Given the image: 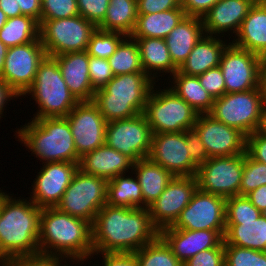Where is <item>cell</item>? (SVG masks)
I'll return each mask as SVG.
<instances>
[{
  "label": "cell",
  "mask_w": 266,
  "mask_h": 266,
  "mask_svg": "<svg viewBox=\"0 0 266 266\" xmlns=\"http://www.w3.org/2000/svg\"><path fill=\"white\" fill-rule=\"evenodd\" d=\"M79 15L98 27L106 16L109 0H77Z\"/></svg>",
  "instance_id": "cell-43"
},
{
  "label": "cell",
  "mask_w": 266,
  "mask_h": 266,
  "mask_svg": "<svg viewBox=\"0 0 266 266\" xmlns=\"http://www.w3.org/2000/svg\"><path fill=\"white\" fill-rule=\"evenodd\" d=\"M125 37L122 33L97 28L90 37L86 51L89 56L108 59L115 53L117 46Z\"/></svg>",
  "instance_id": "cell-38"
},
{
  "label": "cell",
  "mask_w": 266,
  "mask_h": 266,
  "mask_svg": "<svg viewBox=\"0 0 266 266\" xmlns=\"http://www.w3.org/2000/svg\"><path fill=\"white\" fill-rule=\"evenodd\" d=\"M54 58L66 85L76 99L79 102L92 101L96 90L90 81L87 51L65 53Z\"/></svg>",
  "instance_id": "cell-23"
},
{
  "label": "cell",
  "mask_w": 266,
  "mask_h": 266,
  "mask_svg": "<svg viewBox=\"0 0 266 266\" xmlns=\"http://www.w3.org/2000/svg\"><path fill=\"white\" fill-rule=\"evenodd\" d=\"M89 76L95 90L103 88L115 75L107 59L89 56Z\"/></svg>",
  "instance_id": "cell-44"
},
{
  "label": "cell",
  "mask_w": 266,
  "mask_h": 266,
  "mask_svg": "<svg viewBox=\"0 0 266 266\" xmlns=\"http://www.w3.org/2000/svg\"><path fill=\"white\" fill-rule=\"evenodd\" d=\"M133 171V172H132ZM134 173L142 189L143 208H148L163 192L174 176L148 158L133 163Z\"/></svg>",
  "instance_id": "cell-28"
},
{
  "label": "cell",
  "mask_w": 266,
  "mask_h": 266,
  "mask_svg": "<svg viewBox=\"0 0 266 266\" xmlns=\"http://www.w3.org/2000/svg\"><path fill=\"white\" fill-rule=\"evenodd\" d=\"M46 52L40 41L8 47L1 78L20 96L33 85L38 65Z\"/></svg>",
  "instance_id": "cell-15"
},
{
  "label": "cell",
  "mask_w": 266,
  "mask_h": 266,
  "mask_svg": "<svg viewBox=\"0 0 266 266\" xmlns=\"http://www.w3.org/2000/svg\"><path fill=\"white\" fill-rule=\"evenodd\" d=\"M245 152L251 159L266 164V136L258 130L247 136Z\"/></svg>",
  "instance_id": "cell-49"
},
{
  "label": "cell",
  "mask_w": 266,
  "mask_h": 266,
  "mask_svg": "<svg viewBox=\"0 0 266 266\" xmlns=\"http://www.w3.org/2000/svg\"><path fill=\"white\" fill-rule=\"evenodd\" d=\"M38 244L40 253L72 259L71 262L78 265L93 254L92 224L56 207H44L40 214Z\"/></svg>",
  "instance_id": "cell-3"
},
{
  "label": "cell",
  "mask_w": 266,
  "mask_h": 266,
  "mask_svg": "<svg viewBox=\"0 0 266 266\" xmlns=\"http://www.w3.org/2000/svg\"><path fill=\"white\" fill-rule=\"evenodd\" d=\"M158 236L148 208L105 204L92 224L93 253H134Z\"/></svg>",
  "instance_id": "cell-1"
},
{
  "label": "cell",
  "mask_w": 266,
  "mask_h": 266,
  "mask_svg": "<svg viewBox=\"0 0 266 266\" xmlns=\"http://www.w3.org/2000/svg\"><path fill=\"white\" fill-rule=\"evenodd\" d=\"M66 260L62 256L39 253L10 259L1 266H65Z\"/></svg>",
  "instance_id": "cell-45"
},
{
  "label": "cell",
  "mask_w": 266,
  "mask_h": 266,
  "mask_svg": "<svg viewBox=\"0 0 266 266\" xmlns=\"http://www.w3.org/2000/svg\"><path fill=\"white\" fill-rule=\"evenodd\" d=\"M225 212L226 198L197 189L172 227L184 230H217L225 236Z\"/></svg>",
  "instance_id": "cell-14"
},
{
  "label": "cell",
  "mask_w": 266,
  "mask_h": 266,
  "mask_svg": "<svg viewBox=\"0 0 266 266\" xmlns=\"http://www.w3.org/2000/svg\"><path fill=\"white\" fill-rule=\"evenodd\" d=\"M66 118L80 158L105 144L107 121L92 101L79 102Z\"/></svg>",
  "instance_id": "cell-16"
},
{
  "label": "cell",
  "mask_w": 266,
  "mask_h": 266,
  "mask_svg": "<svg viewBox=\"0 0 266 266\" xmlns=\"http://www.w3.org/2000/svg\"><path fill=\"white\" fill-rule=\"evenodd\" d=\"M32 120V121H31ZM16 130L18 140L44 163H80L66 117L31 119ZM18 134V135H17Z\"/></svg>",
  "instance_id": "cell-4"
},
{
  "label": "cell",
  "mask_w": 266,
  "mask_h": 266,
  "mask_svg": "<svg viewBox=\"0 0 266 266\" xmlns=\"http://www.w3.org/2000/svg\"><path fill=\"white\" fill-rule=\"evenodd\" d=\"M155 84L145 72L114 76L95 91L92 102L107 122L131 118L144 112Z\"/></svg>",
  "instance_id": "cell-5"
},
{
  "label": "cell",
  "mask_w": 266,
  "mask_h": 266,
  "mask_svg": "<svg viewBox=\"0 0 266 266\" xmlns=\"http://www.w3.org/2000/svg\"><path fill=\"white\" fill-rule=\"evenodd\" d=\"M224 41L227 40H222L218 36L204 35L178 71L188 76H198L219 66L222 53L228 43Z\"/></svg>",
  "instance_id": "cell-27"
},
{
  "label": "cell",
  "mask_w": 266,
  "mask_h": 266,
  "mask_svg": "<svg viewBox=\"0 0 266 266\" xmlns=\"http://www.w3.org/2000/svg\"><path fill=\"white\" fill-rule=\"evenodd\" d=\"M256 1L219 0L202 16L205 35L224 37V32L233 31L236 36Z\"/></svg>",
  "instance_id": "cell-22"
},
{
  "label": "cell",
  "mask_w": 266,
  "mask_h": 266,
  "mask_svg": "<svg viewBox=\"0 0 266 266\" xmlns=\"http://www.w3.org/2000/svg\"><path fill=\"white\" fill-rule=\"evenodd\" d=\"M20 97L1 77H0V118L3 117L5 106L11 99ZM2 115V116H1Z\"/></svg>",
  "instance_id": "cell-54"
},
{
  "label": "cell",
  "mask_w": 266,
  "mask_h": 266,
  "mask_svg": "<svg viewBox=\"0 0 266 266\" xmlns=\"http://www.w3.org/2000/svg\"><path fill=\"white\" fill-rule=\"evenodd\" d=\"M198 189L195 176L174 177L148 207L152 224L160 231L172 226Z\"/></svg>",
  "instance_id": "cell-18"
},
{
  "label": "cell",
  "mask_w": 266,
  "mask_h": 266,
  "mask_svg": "<svg viewBox=\"0 0 266 266\" xmlns=\"http://www.w3.org/2000/svg\"><path fill=\"white\" fill-rule=\"evenodd\" d=\"M39 24V39L46 55L50 57L86 51L90 37L97 29L92 22L80 15L63 19L41 20Z\"/></svg>",
  "instance_id": "cell-9"
},
{
  "label": "cell",
  "mask_w": 266,
  "mask_h": 266,
  "mask_svg": "<svg viewBox=\"0 0 266 266\" xmlns=\"http://www.w3.org/2000/svg\"><path fill=\"white\" fill-rule=\"evenodd\" d=\"M264 185H266V164L251 159L245 152L240 195H247Z\"/></svg>",
  "instance_id": "cell-40"
},
{
  "label": "cell",
  "mask_w": 266,
  "mask_h": 266,
  "mask_svg": "<svg viewBox=\"0 0 266 266\" xmlns=\"http://www.w3.org/2000/svg\"><path fill=\"white\" fill-rule=\"evenodd\" d=\"M232 43L260 57L266 55V4L262 0L251 7Z\"/></svg>",
  "instance_id": "cell-26"
},
{
  "label": "cell",
  "mask_w": 266,
  "mask_h": 266,
  "mask_svg": "<svg viewBox=\"0 0 266 266\" xmlns=\"http://www.w3.org/2000/svg\"><path fill=\"white\" fill-rule=\"evenodd\" d=\"M265 108L266 95L258 87L246 92L225 93L214 99L208 114L247 137L258 130Z\"/></svg>",
  "instance_id": "cell-7"
},
{
  "label": "cell",
  "mask_w": 266,
  "mask_h": 266,
  "mask_svg": "<svg viewBox=\"0 0 266 266\" xmlns=\"http://www.w3.org/2000/svg\"><path fill=\"white\" fill-rule=\"evenodd\" d=\"M39 22L26 15L8 18L0 29V41L7 47L19 46L39 39Z\"/></svg>",
  "instance_id": "cell-35"
},
{
  "label": "cell",
  "mask_w": 266,
  "mask_h": 266,
  "mask_svg": "<svg viewBox=\"0 0 266 266\" xmlns=\"http://www.w3.org/2000/svg\"><path fill=\"white\" fill-rule=\"evenodd\" d=\"M115 76L126 73L144 72L139 47L135 39L126 36L117 46L115 53L107 59Z\"/></svg>",
  "instance_id": "cell-36"
},
{
  "label": "cell",
  "mask_w": 266,
  "mask_h": 266,
  "mask_svg": "<svg viewBox=\"0 0 266 266\" xmlns=\"http://www.w3.org/2000/svg\"><path fill=\"white\" fill-rule=\"evenodd\" d=\"M77 0H41V20L78 16Z\"/></svg>",
  "instance_id": "cell-42"
},
{
  "label": "cell",
  "mask_w": 266,
  "mask_h": 266,
  "mask_svg": "<svg viewBox=\"0 0 266 266\" xmlns=\"http://www.w3.org/2000/svg\"><path fill=\"white\" fill-rule=\"evenodd\" d=\"M138 14H152L181 7V0H137Z\"/></svg>",
  "instance_id": "cell-50"
},
{
  "label": "cell",
  "mask_w": 266,
  "mask_h": 266,
  "mask_svg": "<svg viewBox=\"0 0 266 266\" xmlns=\"http://www.w3.org/2000/svg\"><path fill=\"white\" fill-rule=\"evenodd\" d=\"M198 79L213 99H218L226 93L225 80L219 66L198 75Z\"/></svg>",
  "instance_id": "cell-46"
},
{
  "label": "cell",
  "mask_w": 266,
  "mask_h": 266,
  "mask_svg": "<svg viewBox=\"0 0 266 266\" xmlns=\"http://www.w3.org/2000/svg\"><path fill=\"white\" fill-rule=\"evenodd\" d=\"M145 115L152 134L182 132L193 128L199 113L171 88L154 90L147 98Z\"/></svg>",
  "instance_id": "cell-8"
},
{
  "label": "cell",
  "mask_w": 266,
  "mask_h": 266,
  "mask_svg": "<svg viewBox=\"0 0 266 266\" xmlns=\"http://www.w3.org/2000/svg\"><path fill=\"white\" fill-rule=\"evenodd\" d=\"M258 131L263 135L266 136V108L264 110L261 122H260V126L258 128Z\"/></svg>",
  "instance_id": "cell-59"
},
{
  "label": "cell",
  "mask_w": 266,
  "mask_h": 266,
  "mask_svg": "<svg viewBox=\"0 0 266 266\" xmlns=\"http://www.w3.org/2000/svg\"><path fill=\"white\" fill-rule=\"evenodd\" d=\"M133 163L126 155L104 144L81 157L79 169L109 181L130 172L128 169L132 170Z\"/></svg>",
  "instance_id": "cell-24"
},
{
  "label": "cell",
  "mask_w": 266,
  "mask_h": 266,
  "mask_svg": "<svg viewBox=\"0 0 266 266\" xmlns=\"http://www.w3.org/2000/svg\"><path fill=\"white\" fill-rule=\"evenodd\" d=\"M185 16L182 8L152 14H138L130 37L165 39Z\"/></svg>",
  "instance_id": "cell-31"
},
{
  "label": "cell",
  "mask_w": 266,
  "mask_h": 266,
  "mask_svg": "<svg viewBox=\"0 0 266 266\" xmlns=\"http://www.w3.org/2000/svg\"><path fill=\"white\" fill-rule=\"evenodd\" d=\"M262 215L266 218V209H264V211H262Z\"/></svg>",
  "instance_id": "cell-61"
},
{
  "label": "cell",
  "mask_w": 266,
  "mask_h": 266,
  "mask_svg": "<svg viewBox=\"0 0 266 266\" xmlns=\"http://www.w3.org/2000/svg\"><path fill=\"white\" fill-rule=\"evenodd\" d=\"M137 17V0H109L106 16L97 28L130 36Z\"/></svg>",
  "instance_id": "cell-33"
},
{
  "label": "cell",
  "mask_w": 266,
  "mask_h": 266,
  "mask_svg": "<svg viewBox=\"0 0 266 266\" xmlns=\"http://www.w3.org/2000/svg\"><path fill=\"white\" fill-rule=\"evenodd\" d=\"M19 4L21 14L41 21V0H15Z\"/></svg>",
  "instance_id": "cell-53"
},
{
  "label": "cell",
  "mask_w": 266,
  "mask_h": 266,
  "mask_svg": "<svg viewBox=\"0 0 266 266\" xmlns=\"http://www.w3.org/2000/svg\"><path fill=\"white\" fill-rule=\"evenodd\" d=\"M147 158L168 170L174 177L195 176L198 169L187 150L184 131L152 134Z\"/></svg>",
  "instance_id": "cell-17"
},
{
  "label": "cell",
  "mask_w": 266,
  "mask_h": 266,
  "mask_svg": "<svg viewBox=\"0 0 266 266\" xmlns=\"http://www.w3.org/2000/svg\"><path fill=\"white\" fill-rule=\"evenodd\" d=\"M225 266H266V251L228 245L224 241Z\"/></svg>",
  "instance_id": "cell-39"
},
{
  "label": "cell",
  "mask_w": 266,
  "mask_h": 266,
  "mask_svg": "<svg viewBox=\"0 0 266 266\" xmlns=\"http://www.w3.org/2000/svg\"><path fill=\"white\" fill-rule=\"evenodd\" d=\"M219 67L226 93L246 92L261 87V57L229 42L224 49Z\"/></svg>",
  "instance_id": "cell-13"
},
{
  "label": "cell",
  "mask_w": 266,
  "mask_h": 266,
  "mask_svg": "<svg viewBox=\"0 0 266 266\" xmlns=\"http://www.w3.org/2000/svg\"><path fill=\"white\" fill-rule=\"evenodd\" d=\"M205 35L201 17L185 16L165 38L172 62L179 69Z\"/></svg>",
  "instance_id": "cell-25"
},
{
  "label": "cell",
  "mask_w": 266,
  "mask_h": 266,
  "mask_svg": "<svg viewBox=\"0 0 266 266\" xmlns=\"http://www.w3.org/2000/svg\"><path fill=\"white\" fill-rule=\"evenodd\" d=\"M102 255L103 266H138V262L134 253H93V255Z\"/></svg>",
  "instance_id": "cell-51"
},
{
  "label": "cell",
  "mask_w": 266,
  "mask_h": 266,
  "mask_svg": "<svg viewBox=\"0 0 266 266\" xmlns=\"http://www.w3.org/2000/svg\"><path fill=\"white\" fill-rule=\"evenodd\" d=\"M262 212L258 210L246 195H236L226 199V221L256 220Z\"/></svg>",
  "instance_id": "cell-41"
},
{
  "label": "cell",
  "mask_w": 266,
  "mask_h": 266,
  "mask_svg": "<svg viewBox=\"0 0 266 266\" xmlns=\"http://www.w3.org/2000/svg\"><path fill=\"white\" fill-rule=\"evenodd\" d=\"M136 40L143 71L157 82L158 74L173 75L178 69L174 66L166 41L161 38H133ZM156 71V72H155ZM160 71V72H159ZM153 72V73H152ZM157 81H156V78Z\"/></svg>",
  "instance_id": "cell-29"
},
{
  "label": "cell",
  "mask_w": 266,
  "mask_h": 266,
  "mask_svg": "<svg viewBox=\"0 0 266 266\" xmlns=\"http://www.w3.org/2000/svg\"><path fill=\"white\" fill-rule=\"evenodd\" d=\"M159 236L182 263L203 250L224 244V236L217 230H184L169 226L161 229Z\"/></svg>",
  "instance_id": "cell-21"
},
{
  "label": "cell",
  "mask_w": 266,
  "mask_h": 266,
  "mask_svg": "<svg viewBox=\"0 0 266 266\" xmlns=\"http://www.w3.org/2000/svg\"><path fill=\"white\" fill-rule=\"evenodd\" d=\"M107 184L105 179L78 169L56 208L93 224L96 214L107 202Z\"/></svg>",
  "instance_id": "cell-10"
},
{
  "label": "cell",
  "mask_w": 266,
  "mask_h": 266,
  "mask_svg": "<svg viewBox=\"0 0 266 266\" xmlns=\"http://www.w3.org/2000/svg\"><path fill=\"white\" fill-rule=\"evenodd\" d=\"M38 104L32 119L66 117L79 103L66 85L57 60L45 56L38 65L33 85L24 93Z\"/></svg>",
  "instance_id": "cell-6"
},
{
  "label": "cell",
  "mask_w": 266,
  "mask_h": 266,
  "mask_svg": "<svg viewBox=\"0 0 266 266\" xmlns=\"http://www.w3.org/2000/svg\"><path fill=\"white\" fill-rule=\"evenodd\" d=\"M251 203L261 212L266 209V185L252 190L246 195Z\"/></svg>",
  "instance_id": "cell-55"
},
{
  "label": "cell",
  "mask_w": 266,
  "mask_h": 266,
  "mask_svg": "<svg viewBox=\"0 0 266 266\" xmlns=\"http://www.w3.org/2000/svg\"><path fill=\"white\" fill-rule=\"evenodd\" d=\"M41 207L30 199H14L0 190V266L6 261L39 254Z\"/></svg>",
  "instance_id": "cell-2"
},
{
  "label": "cell",
  "mask_w": 266,
  "mask_h": 266,
  "mask_svg": "<svg viewBox=\"0 0 266 266\" xmlns=\"http://www.w3.org/2000/svg\"><path fill=\"white\" fill-rule=\"evenodd\" d=\"M79 169L78 163L47 162L37 173L29 199L38 207H56Z\"/></svg>",
  "instance_id": "cell-19"
},
{
  "label": "cell",
  "mask_w": 266,
  "mask_h": 266,
  "mask_svg": "<svg viewBox=\"0 0 266 266\" xmlns=\"http://www.w3.org/2000/svg\"><path fill=\"white\" fill-rule=\"evenodd\" d=\"M183 266H225L224 244L203 250L183 263Z\"/></svg>",
  "instance_id": "cell-47"
},
{
  "label": "cell",
  "mask_w": 266,
  "mask_h": 266,
  "mask_svg": "<svg viewBox=\"0 0 266 266\" xmlns=\"http://www.w3.org/2000/svg\"><path fill=\"white\" fill-rule=\"evenodd\" d=\"M173 85L169 86L180 98L185 100L199 114H207L214 103L212 96L202 87L198 76H188L178 70L171 76Z\"/></svg>",
  "instance_id": "cell-32"
},
{
  "label": "cell",
  "mask_w": 266,
  "mask_h": 266,
  "mask_svg": "<svg viewBox=\"0 0 266 266\" xmlns=\"http://www.w3.org/2000/svg\"><path fill=\"white\" fill-rule=\"evenodd\" d=\"M193 128L204 144L209 158L245 153L246 136L238 129L217 121L208 113L199 114Z\"/></svg>",
  "instance_id": "cell-20"
},
{
  "label": "cell",
  "mask_w": 266,
  "mask_h": 266,
  "mask_svg": "<svg viewBox=\"0 0 266 266\" xmlns=\"http://www.w3.org/2000/svg\"><path fill=\"white\" fill-rule=\"evenodd\" d=\"M134 254L138 266H183L160 236Z\"/></svg>",
  "instance_id": "cell-37"
},
{
  "label": "cell",
  "mask_w": 266,
  "mask_h": 266,
  "mask_svg": "<svg viewBox=\"0 0 266 266\" xmlns=\"http://www.w3.org/2000/svg\"><path fill=\"white\" fill-rule=\"evenodd\" d=\"M184 132L190 158L199 167L209 159L205 146L194 128Z\"/></svg>",
  "instance_id": "cell-48"
},
{
  "label": "cell",
  "mask_w": 266,
  "mask_h": 266,
  "mask_svg": "<svg viewBox=\"0 0 266 266\" xmlns=\"http://www.w3.org/2000/svg\"><path fill=\"white\" fill-rule=\"evenodd\" d=\"M7 50H8V47L2 41H0V76L4 69Z\"/></svg>",
  "instance_id": "cell-58"
},
{
  "label": "cell",
  "mask_w": 266,
  "mask_h": 266,
  "mask_svg": "<svg viewBox=\"0 0 266 266\" xmlns=\"http://www.w3.org/2000/svg\"><path fill=\"white\" fill-rule=\"evenodd\" d=\"M118 175L108 181L107 202L109 206L143 208L142 189L137 177Z\"/></svg>",
  "instance_id": "cell-34"
},
{
  "label": "cell",
  "mask_w": 266,
  "mask_h": 266,
  "mask_svg": "<svg viewBox=\"0 0 266 266\" xmlns=\"http://www.w3.org/2000/svg\"><path fill=\"white\" fill-rule=\"evenodd\" d=\"M244 154L210 157L196 172L198 189L224 198L240 195Z\"/></svg>",
  "instance_id": "cell-11"
},
{
  "label": "cell",
  "mask_w": 266,
  "mask_h": 266,
  "mask_svg": "<svg viewBox=\"0 0 266 266\" xmlns=\"http://www.w3.org/2000/svg\"><path fill=\"white\" fill-rule=\"evenodd\" d=\"M152 131L145 115L107 122L105 144L126 155L133 162L147 158Z\"/></svg>",
  "instance_id": "cell-12"
},
{
  "label": "cell",
  "mask_w": 266,
  "mask_h": 266,
  "mask_svg": "<svg viewBox=\"0 0 266 266\" xmlns=\"http://www.w3.org/2000/svg\"><path fill=\"white\" fill-rule=\"evenodd\" d=\"M0 8L8 18L21 16V9L15 0H0Z\"/></svg>",
  "instance_id": "cell-56"
},
{
  "label": "cell",
  "mask_w": 266,
  "mask_h": 266,
  "mask_svg": "<svg viewBox=\"0 0 266 266\" xmlns=\"http://www.w3.org/2000/svg\"><path fill=\"white\" fill-rule=\"evenodd\" d=\"M219 0H181V7L186 16L201 17Z\"/></svg>",
  "instance_id": "cell-52"
},
{
  "label": "cell",
  "mask_w": 266,
  "mask_h": 266,
  "mask_svg": "<svg viewBox=\"0 0 266 266\" xmlns=\"http://www.w3.org/2000/svg\"><path fill=\"white\" fill-rule=\"evenodd\" d=\"M261 88L266 95V55L261 57Z\"/></svg>",
  "instance_id": "cell-57"
},
{
  "label": "cell",
  "mask_w": 266,
  "mask_h": 266,
  "mask_svg": "<svg viewBox=\"0 0 266 266\" xmlns=\"http://www.w3.org/2000/svg\"><path fill=\"white\" fill-rule=\"evenodd\" d=\"M224 241L228 245L266 251V218L256 220L226 221Z\"/></svg>",
  "instance_id": "cell-30"
},
{
  "label": "cell",
  "mask_w": 266,
  "mask_h": 266,
  "mask_svg": "<svg viewBox=\"0 0 266 266\" xmlns=\"http://www.w3.org/2000/svg\"><path fill=\"white\" fill-rule=\"evenodd\" d=\"M7 20H8V17L0 8V29L5 25Z\"/></svg>",
  "instance_id": "cell-60"
}]
</instances>
